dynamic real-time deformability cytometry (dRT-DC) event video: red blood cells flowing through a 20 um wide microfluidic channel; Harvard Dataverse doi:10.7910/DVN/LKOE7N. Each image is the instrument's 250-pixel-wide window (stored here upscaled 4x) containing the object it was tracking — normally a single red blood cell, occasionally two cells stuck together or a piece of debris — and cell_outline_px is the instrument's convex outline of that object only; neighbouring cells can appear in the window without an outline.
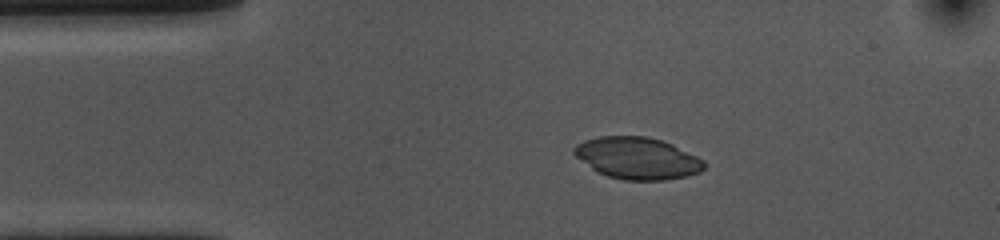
{"species": "common noctule bat (a hibernating species)", "species_latin": "Nyctalus noctula", "temperature_condition": "cold", "stored_images_in_passage": 46, "camera_frame_rate_fps": 3000, "um_per_image_px": 0.085, "animal": {"sex": "female", "body_mass_g": 10.0, "forearm_length_mm": 53.1}, "frame": {"image": 1, "passage_image": 2, "time_ms": 0.333, "image_size_px": [1000, 240], "cell_outline_px": [[704, 168], [700, 172], [688, 176], [664, 180], [624, 180], [608, 176], [596, 172], [576, 156], [572, 152], [572, 148], [576, 144], [584, 140], [600, 136], [648, 136], [664, 140], [704, 160]], "centroid_in_image_um": [54.16, 13.44], "position_along_channel_um": 30.8, "area_um2": 31.85}}
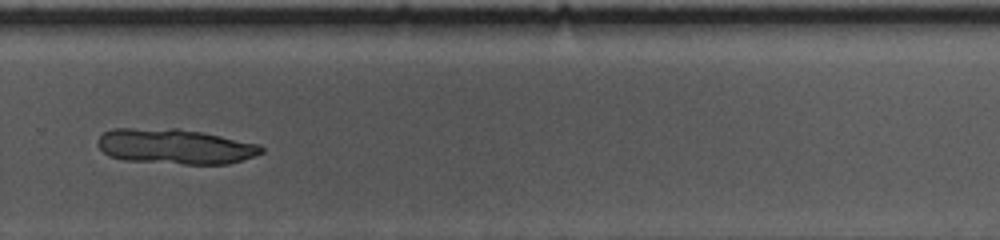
{"frame": {"image": 2, "passage_image": 28, "time_ms": 9.0, "image_size_px": [1000, 240], "cell_outline_px": [[264, 152], [256, 156], [228, 164], [184, 164], [124, 160], [108, 156], [96, 144], [96, 140], [104, 132], [112, 128], [176, 128], [204, 132], [260, 144], [264, 148]], "centroid_in_image_um": [14.89, 12.44], "position_along_channel_um": 314.9, "area_um2": 33.99}}
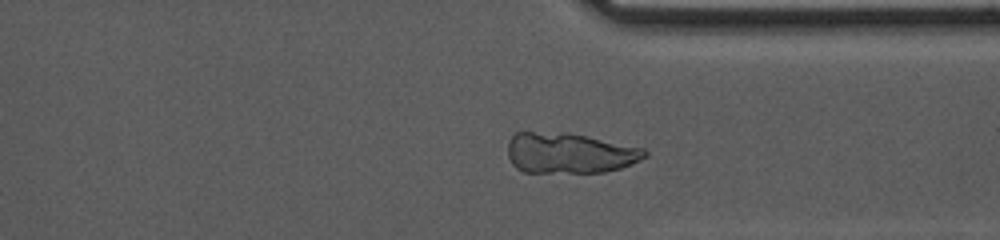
{"frame": {"image": 3, "passage_image": 32, "time_ms": 10.333, "image_size_px": [1000, 240], "cell_outline_px": [[648, 156], [632, 164], [620, 168], [604, 172], [524, 172], [516, 168], [512, 164], [508, 156], [508, 140], [516, 132], [568, 132], [644, 148], [648, 152]], "centroid_in_image_um": [48.4, 13.0], "position_along_channel_um": 363.0, "area_um2": 32.54}}